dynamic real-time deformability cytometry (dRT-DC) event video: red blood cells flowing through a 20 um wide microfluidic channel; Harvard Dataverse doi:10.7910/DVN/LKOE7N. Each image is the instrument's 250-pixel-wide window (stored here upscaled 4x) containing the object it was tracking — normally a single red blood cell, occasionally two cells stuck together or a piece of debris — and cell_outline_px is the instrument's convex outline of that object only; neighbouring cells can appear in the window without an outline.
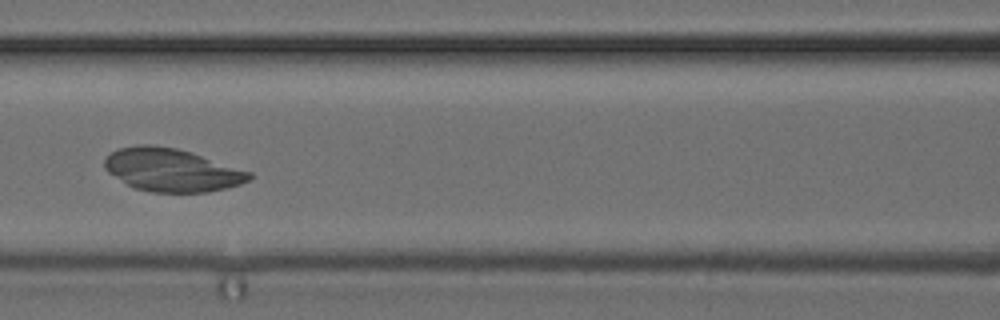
{"species": "common noctule bat (a hibernating species)", "species_latin": "Nyctalus noctula", "temperature_condition": "cold", "stored_images_in_passage": 38, "camera_frame_rate_fps": 3000, "um_per_image_px": 0.085, "animal": {"sex": "female", "body_mass_g": 24.6, "forearm_length_mm": 56.2}, "frame": {"image": 1, "passage_image": 17, "time_ms": 5.333, "image_size_px": [1000, 320], "cell_outline_px": [[252, 176], [248, 180], [240, 184], [208, 192], [152, 192], [136, 188], [128, 184], [108, 172], [104, 168], [104, 160], [112, 152], [120, 148], [136, 144], [152, 144], [176, 148], [192, 152], [252, 172]], "centroid_in_image_um": [14.6, 14.43], "position_along_channel_um": 152.0, "area_um2": 36.07}}